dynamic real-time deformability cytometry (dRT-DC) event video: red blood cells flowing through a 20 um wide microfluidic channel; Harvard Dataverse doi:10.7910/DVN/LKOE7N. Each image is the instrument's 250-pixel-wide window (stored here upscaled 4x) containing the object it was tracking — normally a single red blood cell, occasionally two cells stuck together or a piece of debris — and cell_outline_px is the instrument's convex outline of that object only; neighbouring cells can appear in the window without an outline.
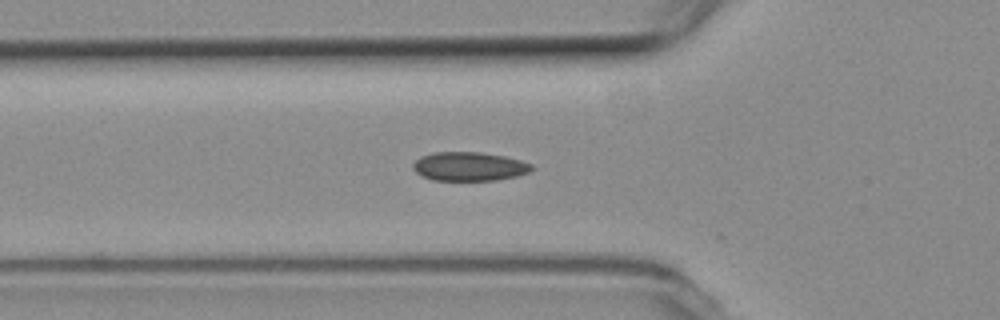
{"species": "common noctule bat (a hibernating species)", "species_latin": "Nyctalus noctula", "temperature_condition": "room temperature", "stored_images_in_passage": 5, "camera_frame_rate_fps": 3000, "um_per_image_px": 0.085, "animal": {"sex": "female", "body_mass_g": 19.3, "forearm_length_mm": 54.1}, "frame": {"image": 1, "passage_image": 2, "time_ms": 0.333, "image_size_px": [1000, 320], "cell_outline_px": [[536, 168], [528, 172], [516, 176], [496, 180], [432, 180], [416, 172], [412, 168], [412, 164], [420, 156], [432, 152], [480, 152], [504, 156], [520, 160], [532, 164]], "centroid_in_image_um": [39.88, 14.14], "position_along_channel_um": 85.9, "area_um2": 20.0}}